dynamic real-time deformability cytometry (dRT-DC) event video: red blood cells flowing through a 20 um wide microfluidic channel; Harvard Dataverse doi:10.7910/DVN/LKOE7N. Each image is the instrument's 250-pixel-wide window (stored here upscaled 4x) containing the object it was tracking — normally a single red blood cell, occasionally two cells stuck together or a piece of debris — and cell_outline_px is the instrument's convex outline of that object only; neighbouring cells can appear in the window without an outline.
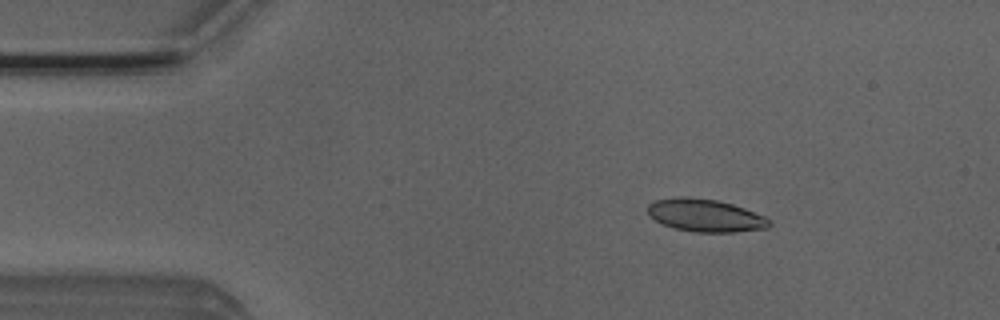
{"species": "Egyptian fruit bat (a non-hibernating species)", "species_latin": "Rousettus aegyptiacus", "temperature_condition": "room temperature", "stored_images_in_passage": 51, "camera_frame_rate_fps": 3000, "um_per_image_px": 0.085, "animal": {"sex": "male"}, "frame": {"image": 1, "passage_image": 8, "time_ms": 2.333, "image_size_px": [1000, 320], "cell_outline_px": [[772, 224], [768, 228], [736, 232], [696, 232], [676, 228], [664, 224], [656, 220], [648, 212], [648, 204], [656, 200], [680, 196], [688, 196], [716, 200], [732, 204], [744, 208], [764, 216], [772, 220]], "centroid_in_image_um": [60.0, 18.31], "position_along_channel_um": 25.0, "area_um2": 23.06}}
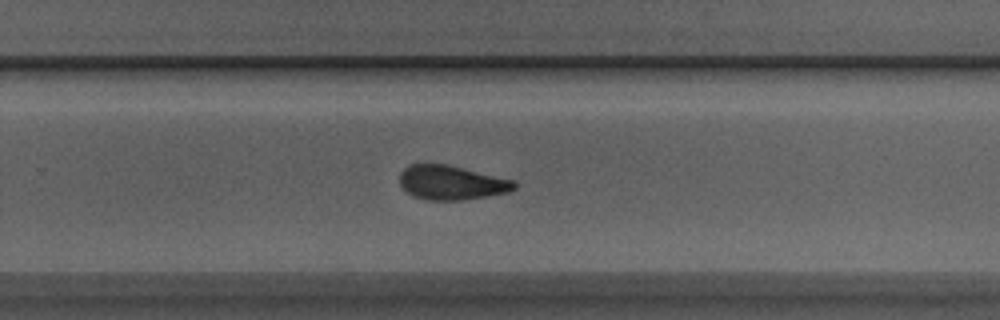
{"frame": {"image": 2, "passage_image": 33, "time_ms": 10.667, "image_size_px": [1000, 320], "cell_outline_px": [[516, 188], [508, 192], [460, 200], [428, 200], [416, 196], [408, 192], [400, 184], [400, 172], [404, 168], [412, 164], [444, 164], [512, 180], [516, 184]], "centroid_in_image_um": [38.34, 15.52], "position_along_channel_um": 291.5, "area_um2": 22.25}}
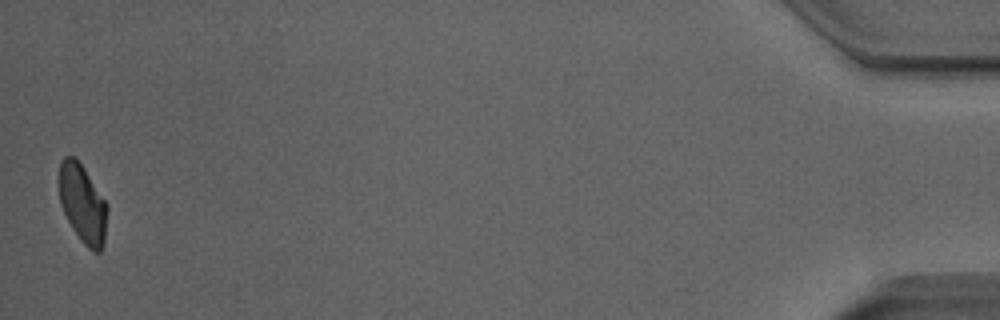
{"frame": {"image": 3, "passage_image": 51, "time_ms": 16.667, "image_size_px": [1000, 320], "cell_outline_px": [[108, 208], [104, 244], [100, 252], [92, 252], [80, 240], [72, 228], [60, 204], [60, 164], [64, 156], [72, 156], [84, 168], [108, 204]], "centroid_in_image_um": [7.05, 17.36], "position_along_channel_um": 428.1, "area_um2": 21.91}, "authors_computed_cell_mechanics": {"area_um2": 23.1778, "velocity_mm_per_s": 3.9522, "shape_relaxation_time_tau1_ms": 3.1783, "shape_relaxation_time_tau2_ms": 2.3077, "deformation_change_tau1": 0.1212, "deformation_change_tau2": 0.0814}}